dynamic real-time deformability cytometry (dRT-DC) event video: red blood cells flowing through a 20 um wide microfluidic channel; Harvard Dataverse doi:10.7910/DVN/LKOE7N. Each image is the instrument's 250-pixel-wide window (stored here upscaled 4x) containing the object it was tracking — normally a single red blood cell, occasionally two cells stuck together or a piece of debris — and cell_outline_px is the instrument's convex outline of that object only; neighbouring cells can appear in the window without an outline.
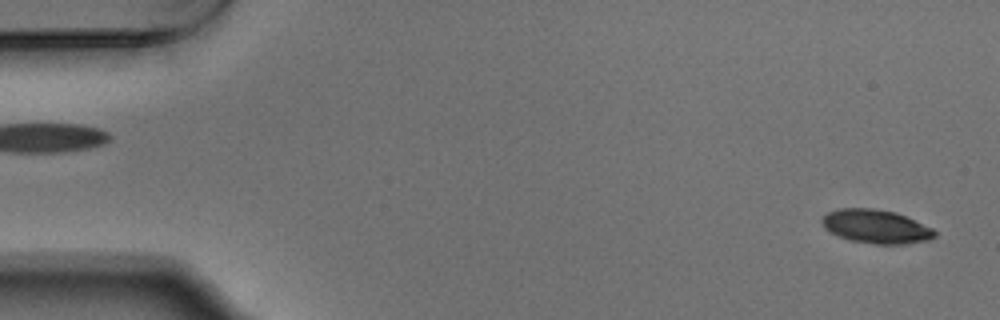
{"species": "Egyptian fruit bat (a non-hibernating species)", "species_latin": "Rousettus aegyptiacus", "temperature_condition": "warm", "stored_images_in_passage": 54, "camera_frame_rate_fps": 3000, "um_per_image_px": 0.085, "animal": {"sex": "male"}, "frame": {"image": 1, "passage_image": 2, "time_ms": 0.333, "image_size_px": [1000, 320], "cell_outline_px": [[936, 236], [928, 240], [904, 244], [872, 244], [848, 240], [824, 228], [820, 220], [828, 212], [840, 208], [876, 208], [896, 212], [932, 228], [936, 232]], "centroid_in_image_um": [74.45, 19.25], "position_along_channel_um": 10.6, "area_um2": 22.14}}
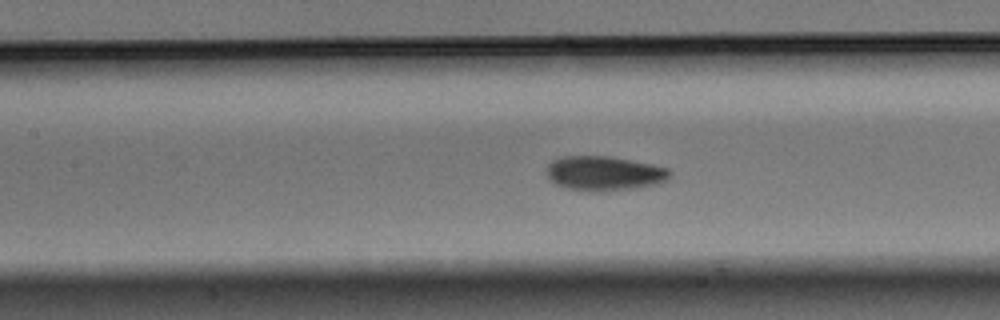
{"frame": {"image": 2, "passage_image": 24, "time_ms": 7.667, "image_size_px": [1000, 320], "cell_outline_px": [[672, 172], [668, 180], [660, 184], [636, 188], [592, 192], [568, 188], [556, 184], [548, 176], [548, 164], [552, 160], [564, 156], [608, 156], [652, 164], [668, 168]], "centroid_in_image_um": [51.41, 14.74], "position_along_channel_um": 156.0, "area_um2": 24.8}}
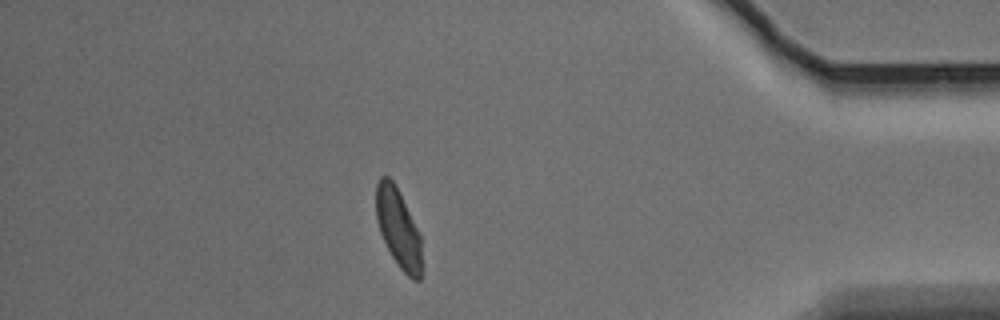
{"frame": {"image": 3, "passage_image": 47, "time_ms": 15.333, "image_size_px": [1000, 320], "cell_outline_px": [[420, 280], [412, 280], [400, 268], [392, 256], [380, 232], [376, 220], [376, 184], [380, 176], [388, 176], [392, 180], [420, 232]], "centroid_in_image_um": [33.83, 19.37], "position_along_channel_um": 401.4, "area_um2": 20.58}, "authors_computed_cell_mechanics": {"area_um2": 22.9466, "velocity_mm_per_s": 3.7174, "shape_relaxation_time_tau1_ms": 2.8052, "shape_relaxation_time_tau2_ms": 1.2973, "deformation_change_tau1": 0.1296, "deformation_change_tau2": 0.0586}}